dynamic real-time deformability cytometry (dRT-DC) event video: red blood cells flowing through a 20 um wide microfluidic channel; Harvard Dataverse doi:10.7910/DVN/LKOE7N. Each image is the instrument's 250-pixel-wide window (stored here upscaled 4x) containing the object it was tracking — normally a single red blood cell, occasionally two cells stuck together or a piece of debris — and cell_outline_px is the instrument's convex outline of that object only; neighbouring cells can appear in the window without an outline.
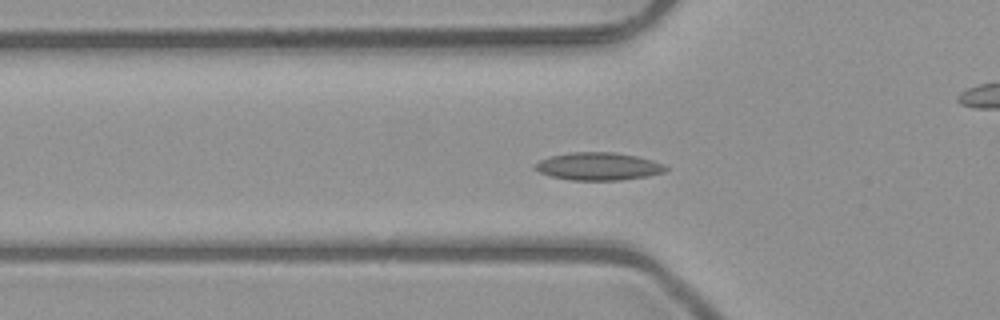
{"species": "common noctule bat (a hibernating species)", "species_latin": "Nyctalus noctula", "temperature_condition": "room temperature", "stored_images_in_passage": 49, "camera_frame_rate_fps": 3000, "um_per_image_px": 0.085, "animal": {"sex": "male", "body_mass_g": 23.1, "forearm_length_mm": 52.7}, "frame": {"image": 1, "passage_image": 14, "time_ms": 4.333, "image_size_px": [1000, 320], "cell_outline_px": [[668, 168], [664, 172], [648, 176], [620, 180], [572, 180], [552, 176], [540, 172], [532, 168], [532, 164], [540, 160], [552, 156], [568, 152], [616, 152], [636, 156], [652, 160], [664, 164]], "centroid_in_image_um": [50.85, 14.13], "position_along_channel_um": 75.0, "area_um2": 21.15}}
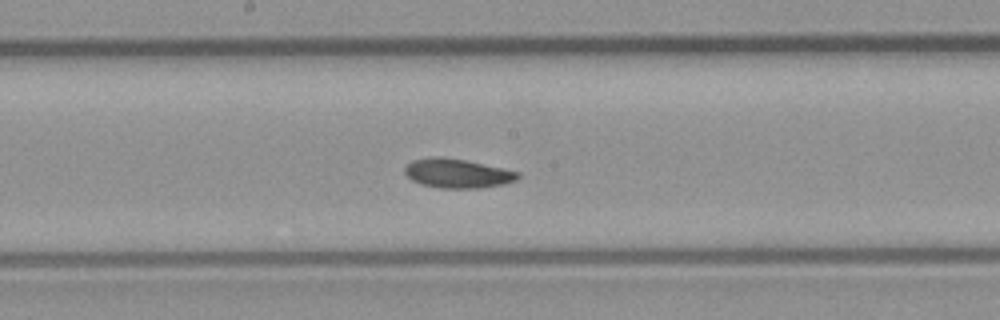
{"frame": {"image": 2, "passage_image": 24, "time_ms": 7.667, "image_size_px": [1000, 320], "cell_outline_px": [[520, 176], [516, 180], [504, 184], [480, 188], [440, 188], [420, 184], [412, 180], [404, 172], [404, 168], [412, 160], [436, 156], [464, 160], [520, 172]], "centroid_in_image_um": [38.87, 14.75], "position_along_channel_um": 209.3, "area_um2": 19.07}}
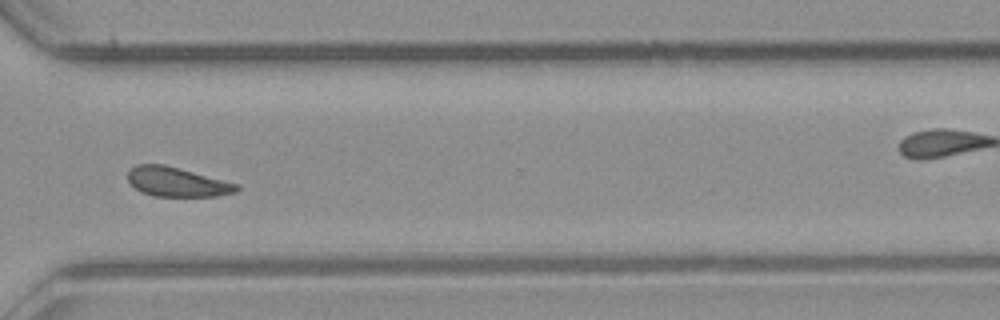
{"frame": {"image": 3, "passage_image": 35, "time_ms": 11.333, "image_size_px": [1000, 320], "cell_outline_px": [[240, 188], [236, 192], [220, 196], [152, 196], [140, 192], [128, 180], [128, 172], [136, 164], [164, 164], [240, 184]], "centroid_in_image_um": [15.07, 15.47], "position_along_channel_um": 355.5, "area_um2": 18.73}, "authors_computed_cell_mechanics": {"area_um2": 18.9006, "velocity_mm_per_s": 3.9948, "shape_relaxation_time_tau1_ms": null, "shape_relaxation_time_tau2_ms": 10.6906, "deformation_change_tau1": null, "deformation_change_tau2": 0.1599}}